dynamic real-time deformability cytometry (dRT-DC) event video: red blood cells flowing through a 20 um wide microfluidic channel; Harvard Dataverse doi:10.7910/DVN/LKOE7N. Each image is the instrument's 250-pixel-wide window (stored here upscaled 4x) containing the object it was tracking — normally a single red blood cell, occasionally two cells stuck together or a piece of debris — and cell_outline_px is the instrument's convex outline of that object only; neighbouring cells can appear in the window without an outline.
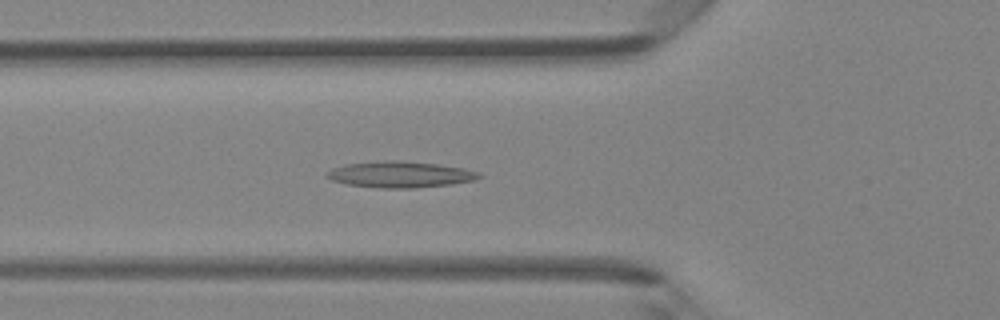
{"species": "Egyptian fruit bat (a non-hibernating species)", "species_latin": "Rousettus aegyptiacus", "temperature_condition": "room temperature", "stored_images_in_passage": 47, "camera_frame_rate_fps": 3000, "um_per_image_px": 0.085, "animal": {"sex": "female"}, "frame": {"image": 1, "passage_image": 17, "time_ms": 5.333, "image_size_px": [1000, 320], "cell_outline_px": [[484, 176], [472, 180], [452, 184], [416, 188], [380, 188], [348, 184], [332, 180], [324, 176], [324, 172], [332, 168], [344, 164], [384, 160], [400, 160], [436, 164], [464, 168], [480, 172]], "centroid_in_image_um": [33.99, 14.82], "position_along_channel_um": 91.8, "area_um2": 23.41}}
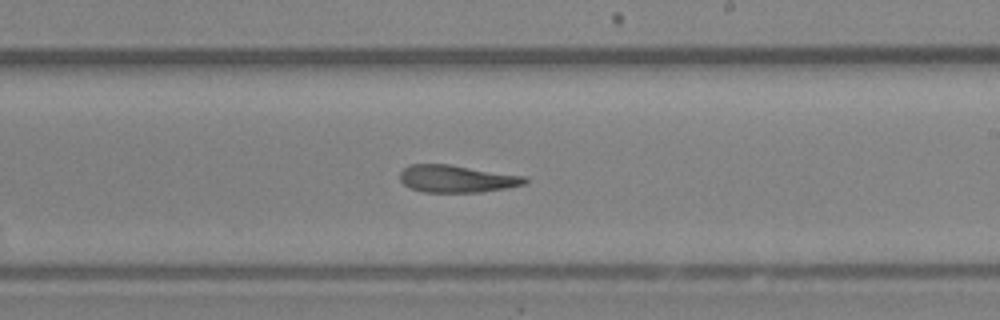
{"frame": {"image": 2, "passage_image": 28, "time_ms": 9.0, "image_size_px": [1000, 320], "cell_outline_px": [[528, 180], [524, 184], [508, 188], [480, 192], [424, 192], [412, 188], [404, 184], [400, 180], [400, 172], [408, 164], [448, 164], [524, 176]], "centroid_in_image_um": [38.8, 15.19], "position_along_channel_um": 250.2, "area_um2": 19.77}}
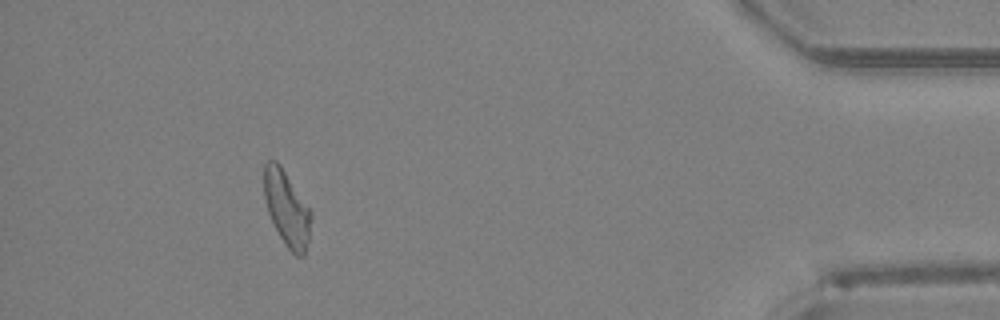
{"frame": {"image": 3, "passage_image": 43, "time_ms": 14.0, "image_size_px": [1000, 320], "cell_outline_px": [[312, 216], [308, 240], [304, 256], [296, 256], [284, 244], [268, 212], [264, 196], [264, 164], [268, 160], [276, 160], [280, 164], [312, 212]], "centroid_in_image_um": [24.38, 17.7], "position_along_channel_um": 410.8, "area_um2": 20.4}, "authors_computed_cell_mechanics": {"area_um2": 20.7502, "velocity_mm_per_s": 4.3294, "shape_relaxation_time_tau1_ms": null, "shape_relaxation_time_tau2_ms": 4.416, "deformation_change_tau1": null, "deformation_change_tau2": 0.1478}}